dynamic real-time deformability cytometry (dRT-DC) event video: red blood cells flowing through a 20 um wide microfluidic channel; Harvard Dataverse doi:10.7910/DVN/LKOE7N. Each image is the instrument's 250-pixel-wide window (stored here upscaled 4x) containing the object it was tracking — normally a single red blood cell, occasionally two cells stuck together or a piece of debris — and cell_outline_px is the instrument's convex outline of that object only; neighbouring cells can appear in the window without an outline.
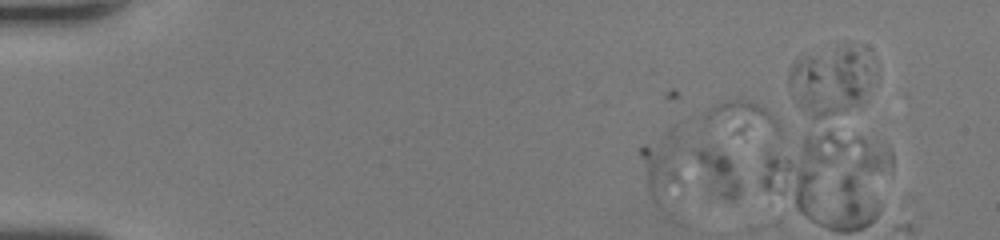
{"species": "human", "species_latin": "Homo sapiens", "temperature_condition": "room temperature", "stored_images_in_passage": 10, "camera_frame_rate_fps": 3000, "um_per_image_px": 0.085, "donor": {"sex": "female"}, "frame": {"image": 1, "passage_image": 7, "time_ms": 2.0, "image_size_px": [1000, 240], "cell_outline_px": [[740, 192], [736, 200], [660, 208], [652, 200], [648, 192], [640, 156], [640, 148], [644, 144], [680, 120], [688, 116], [716, 144], [728, 160], [740, 184]], "centroid_in_image_um": [58.4, 14.28], "position_along_channel_um": 26.6, "area_um2": 45.43}}